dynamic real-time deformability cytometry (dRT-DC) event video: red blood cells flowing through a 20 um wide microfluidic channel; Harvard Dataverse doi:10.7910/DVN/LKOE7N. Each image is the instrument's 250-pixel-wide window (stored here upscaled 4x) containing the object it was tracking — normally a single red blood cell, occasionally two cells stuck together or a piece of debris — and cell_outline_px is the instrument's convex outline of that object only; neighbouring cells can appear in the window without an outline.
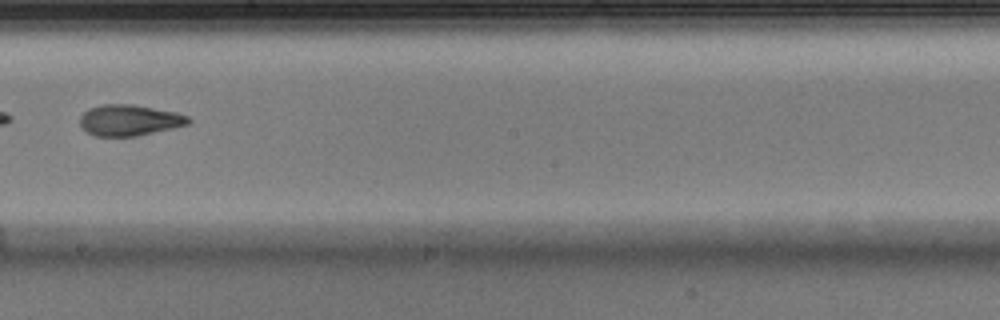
{"species": "Egyptian fruit bat (a non-hibernating species)", "species_latin": "Rousettus aegyptiacus", "temperature_condition": "warm", "stored_images_in_passage": 41, "camera_frame_rate_fps": 3000, "um_per_image_px": 0.085, "animal": {"sex": "male"}, "frame": {"image": 1, "passage_image": 24, "time_ms": 7.667, "image_size_px": [1000, 320], "cell_outline_px": [[192, 120], [188, 124], [172, 128], [136, 136], [96, 136], [88, 132], [80, 124], [80, 116], [84, 112], [92, 108], [104, 104], [136, 104], [176, 112], [188, 116]], "centroid_in_image_um": [11.03, 10.21], "position_along_channel_um": 237.2, "area_um2": 19.48}}